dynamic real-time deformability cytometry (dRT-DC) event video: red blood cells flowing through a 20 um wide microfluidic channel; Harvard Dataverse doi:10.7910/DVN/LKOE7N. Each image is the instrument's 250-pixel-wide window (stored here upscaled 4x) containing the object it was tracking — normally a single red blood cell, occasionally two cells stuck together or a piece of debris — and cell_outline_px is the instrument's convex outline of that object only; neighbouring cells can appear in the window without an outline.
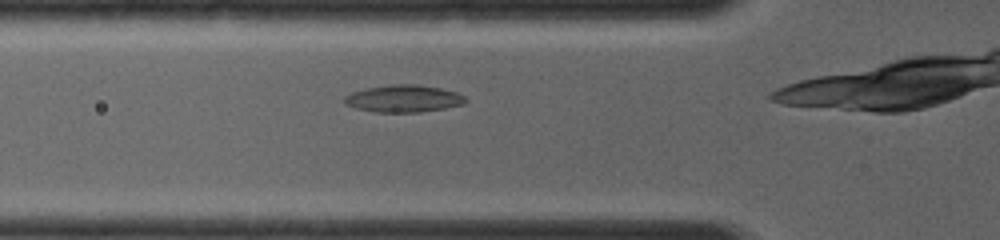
{"species": "common noctule bat (a hibernating species)", "species_latin": "Nyctalus noctula", "temperature_condition": "room temperature", "stored_images_in_passage": 37, "camera_frame_rate_fps": 4000, "um_per_image_px": 0.085, "animal": {"sex": "female", "body_mass_g": 19.0, "forearm_length_mm": 56.7}, "frame": {"image": 1, "passage_image": 5, "time_ms": 1.25, "image_size_px": [1000, 240], "cell_outline_px": [[468, 100], [464, 104], [444, 108], [420, 112], [376, 112], [356, 108], [344, 104], [344, 96], [352, 92], [368, 88], [388, 84], [416, 84], [440, 88], [456, 92], [464, 96]], "centroid_in_image_um": [34.3, 8.38], "position_along_channel_um": 91.5, "area_um2": 19.19}}
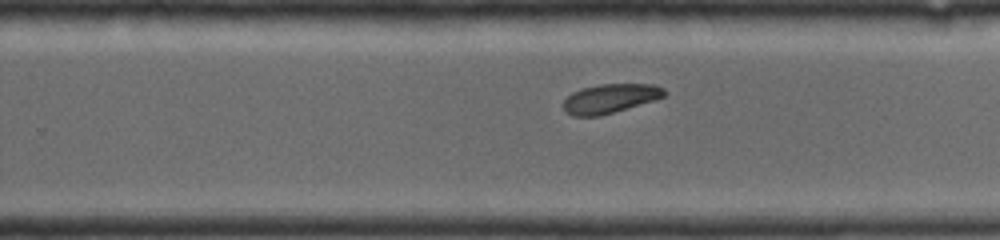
{"frame": {"image": 2, "passage_image": 23, "time_ms": 5.25, "image_size_px": [1000, 240], "cell_outline_px": [[668, 92], [664, 96], [656, 100], [600, 116], [572, 116], [564, 108], [564, 100], [572, 92], [580, 88], [600, 84], [652, 84], [664, 88]], "centroid_in_image_um": [51.89, 8.36], "position_along_channel_um": 277.9, "area_um2": 17.22}}
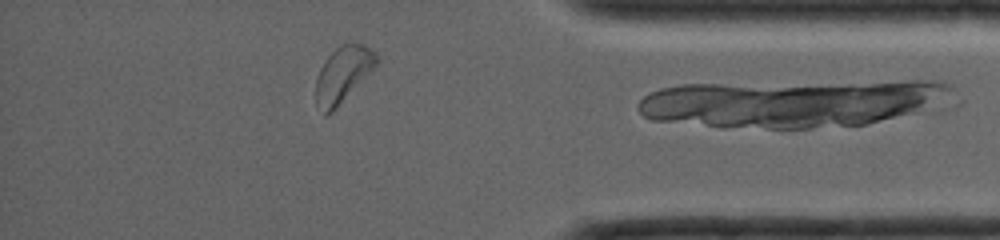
{"frame": {"image": 3, "passage_image": 35, "time_ms": 8.25, "image_size_px": [1000, 240], "cell_outline_px": [[380, 60], [332, 112], [324, 116], [316, 104], [316, 76], [324, 60], [340, 44], [352, 40], [364, 44], [376, 52], [380, 56]], "centroid_in_image_um": [29.14, 6.26], "position_along_channel_um": 406.1, "area_um2": 19.83}}